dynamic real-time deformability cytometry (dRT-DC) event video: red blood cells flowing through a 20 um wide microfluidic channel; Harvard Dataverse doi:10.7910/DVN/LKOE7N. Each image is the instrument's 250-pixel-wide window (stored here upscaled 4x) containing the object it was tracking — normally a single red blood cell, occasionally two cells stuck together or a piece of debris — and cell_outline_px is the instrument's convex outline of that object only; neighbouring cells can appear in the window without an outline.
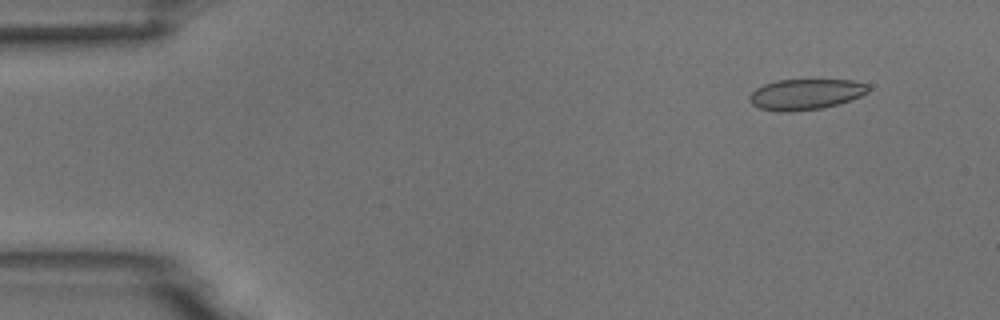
{"species": "common noctule bat (a hibernating species)", "species_latin": "Nyctalus noctula", "temperature_condition": "room temperature", "stored_images_in_passage": 6, "camera_frame_rate_fps": 3000, "um_per_image_px": 0.085, "animal": {"sex": "male", "body_mass_g": 18.8}, "frame": {"image": 1, "passage_image": 2, "time_ms": 1.0, "image_size_px": [1000, 320], "cell_outline_px": [[872, 88], [868, 92], [852, 100], [840, 104], [820, 108], [792, 112], [780, 112], [760, 108], [752, 104], [748, 100], [748, 96], [756, 88], [764, 84], [776, 80], [852, 80], [868, 84]], "centroid_in_image_um": [68.49, 8.01], "position_along_channel_um": 16.5, "area_um2": 21.5}}
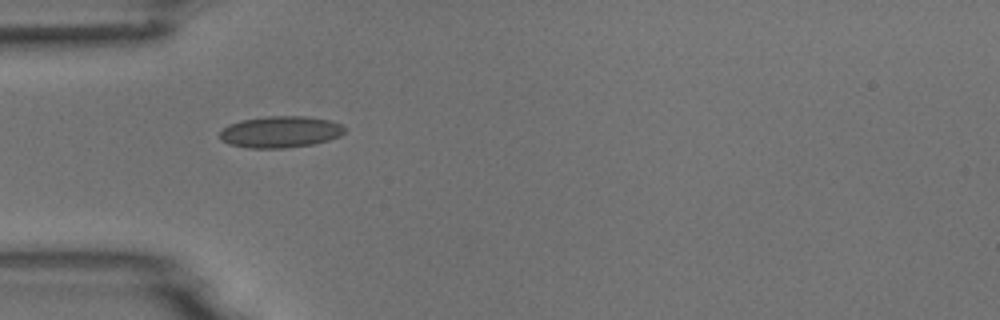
{"frame": {"image": 2, "passage_image": 5, "time_ms": 4.667, "image_size_px": [1000, 320], "cell_outline_px": [[344, 132], [340, 136], [328, 140], [312, 144], [284, 148], [248, 148], [228, 144], [220, 136], [220, 132], [228, 124], [240, 120], [268, 116], [304, 116], [328, 120], [340, 124], [344, 128]], "centroid_in_image_um": [23.81, 11.21], "position_along_channel_um": 61.2, "area_um2": 22.77}}